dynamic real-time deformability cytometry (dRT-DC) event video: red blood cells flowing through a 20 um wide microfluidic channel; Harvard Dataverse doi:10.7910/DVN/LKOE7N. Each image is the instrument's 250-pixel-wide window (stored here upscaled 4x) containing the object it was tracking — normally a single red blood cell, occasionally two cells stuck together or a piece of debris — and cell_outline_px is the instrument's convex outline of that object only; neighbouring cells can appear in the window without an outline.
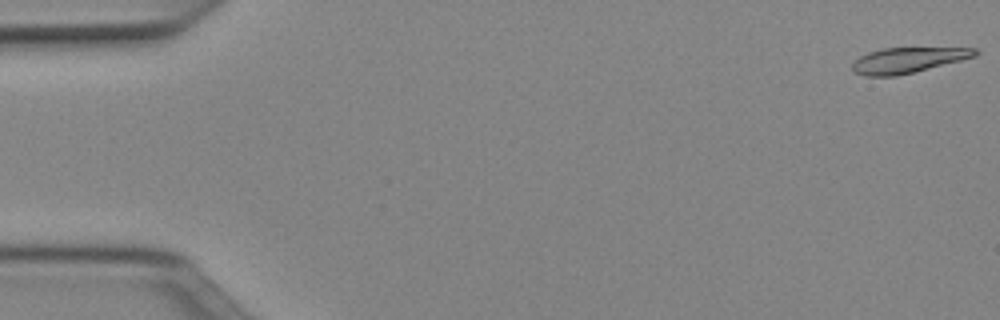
{"species": "Egyptian fruit bat (a non-hibernating species)", "species_latin": "Rousettus aegyptiacus", "temperature_condition": "cold", "stored_images_in_passage": 50, "camera_frame_rate_fps": 3000, "um_per_image_px": 0.085, "animal": {"sex": "female"}, "frame": {"image": 1, "passage_image": 1, "time_ms": 0.0, "image_size_px": [1000, 320], "cell_outline_px": [[980, 52], [976, 56], [896, 76], [864, 76], [852, 72], [852, 64], [860, 56], [868, 52], [880, 48], [976, 48]], "centroid_in_image_um": [77.12, 5.11], "position_along_channel_um": 7.9, "area_um2": 18.03}}
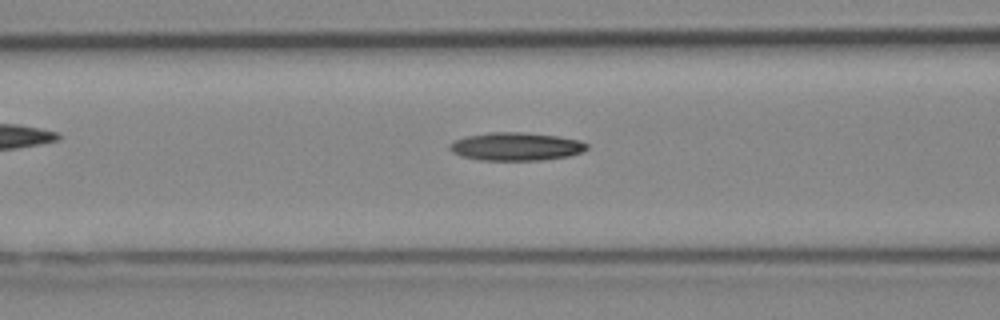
{"frame": {"image": 2, "passage_image": 20, "time_ms": 6.333, "image_size_px": [1000, 320], "cell_outline_px": [[588, 148], [584, 152], [568, 156], [544, 160], [480, 160], [460, 156], [452, 152], [448, 148], [448, 144], [464, 136], [488, 132], [520, 132], [556, 136], [580, 140], [588, 144]], "centroid_in_image_um": [43.84, 12.45], "position_along_channel_um": 122.8, "area_um2": 22.66}}
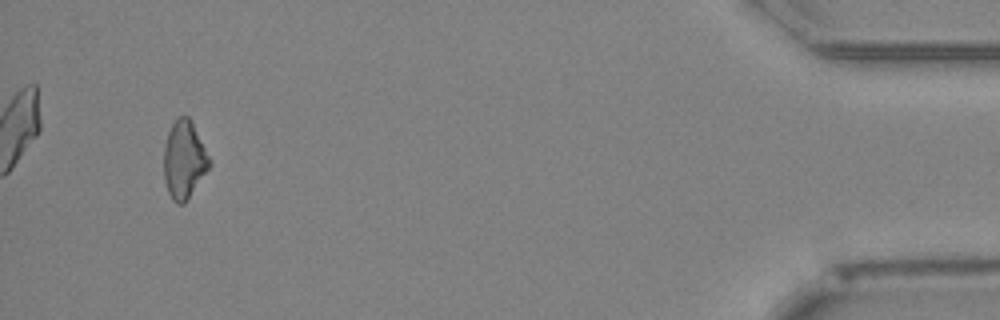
{"frame": {"image": 3, "passage_image": 48, "time_ms": 15.667, "image_size_px": [1000, 320], "cell_outline_px": [[212, 164], [184, 204], [176, 204], [172, 200], [168, 192], [164, 180], [164, 148], [168, 132], [176, 116], [188, 116], [212, 160]], "centroid_in_image_um": [15.65, 13.59], "position_along_channel_um": 419.5, "area_um2": 20.69}, "authors_computed_cell_mechanics": {"area_um2": 21.1259, "velocity_mm_per_s": 3.9818, "shape_relaxation_time_tau1_ms": 7.074, "shape_relaxation_time_tau2_ms": null, "deformation_change_tau1": 0.1691, "deformation_change_tau2": null}}